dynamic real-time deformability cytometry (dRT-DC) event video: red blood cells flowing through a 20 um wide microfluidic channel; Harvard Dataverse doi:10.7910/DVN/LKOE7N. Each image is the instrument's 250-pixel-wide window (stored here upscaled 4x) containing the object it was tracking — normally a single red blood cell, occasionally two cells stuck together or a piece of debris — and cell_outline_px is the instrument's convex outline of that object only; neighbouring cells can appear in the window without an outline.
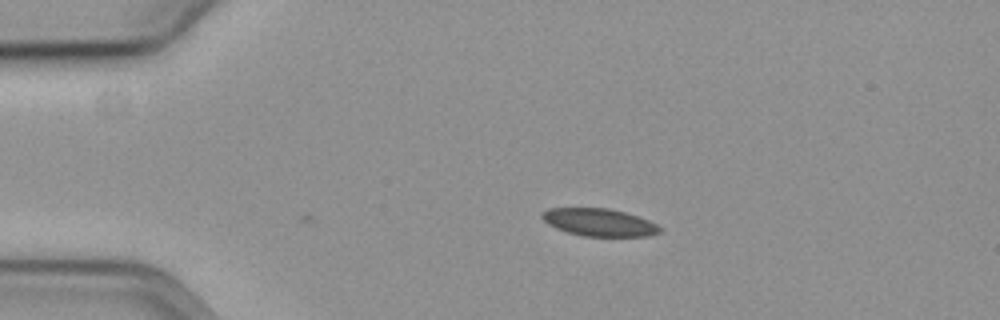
{"species": "common noctule bat (a hibernating species)", "species_latin": "Nyctalus noctula", "temperature_condition": "cold", "stored_images_in_passage": 12, "camera_frame_rate_fps": 3000, "um_per_image_px": 0.085, "animal": {"sex": "female", "body_mass_g": 19.3, "forearm_length_mm": 54.1}, "frame": {"image": 1, "passage_image": 12, "time_ms": 3.667, "image_size_px": [1000, 320], "cell_outline_px": [[660, 232], [648, 236], [580, 236], [556, 228], [548, 224], [540, 216], [540, 212], [548, 208], [608, 208], [624, 212], [648, 220], [656, 224], [660, 228]], "centroid_in_image_um": [50.88, 18.89], "position_along_channel_um": 34.1, "area_um2": 18.84}}